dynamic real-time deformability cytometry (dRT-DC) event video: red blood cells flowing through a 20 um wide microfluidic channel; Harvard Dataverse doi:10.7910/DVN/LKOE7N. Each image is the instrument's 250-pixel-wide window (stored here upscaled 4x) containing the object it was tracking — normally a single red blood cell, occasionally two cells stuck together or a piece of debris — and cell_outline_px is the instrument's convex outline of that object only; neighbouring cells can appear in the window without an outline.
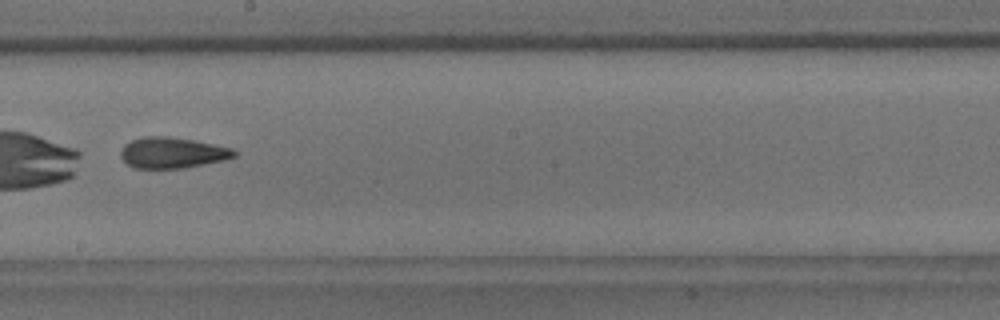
{"species": "common noctule bat (a hibernating species)", "species_latin": "Nyctalus noctula", "temperature_condition": "room temperature", "stored_images_in_passage": 58, "camera_frame_rate_fps": 3000, "um_per_image_px": 0.085, "animal": {"sex": "male", "body_mass_g": 18.8}, "frame": {"image": 1, "passage_image": 34, "time_ms": 11.0, "image_size_px": [1000, 320], "cell_outline_px": [[236, 156], [224, 160], [184, 168], [132, 168], [120, 156], [120, 152], [124, 144], [132, 140], [144, 136], [168, 136], [192, 140], [232, 148], [236, 152]], "centroid_in_image_um": [14.62, 12.98], "position_along_channel_um": 233.6, "area_um2": 20.35}, "authors_computed_cell_mechanics": {"area_um2": 20.6635, "velocity_mm_per_s": 3.5673, "shape_relaxation_time_tau1_ms": 3.1183, "shape_relaxation_time_tau2_ms": null, "deformation_change_tau1": 0.1791, "deformation_change_tau2": null}}